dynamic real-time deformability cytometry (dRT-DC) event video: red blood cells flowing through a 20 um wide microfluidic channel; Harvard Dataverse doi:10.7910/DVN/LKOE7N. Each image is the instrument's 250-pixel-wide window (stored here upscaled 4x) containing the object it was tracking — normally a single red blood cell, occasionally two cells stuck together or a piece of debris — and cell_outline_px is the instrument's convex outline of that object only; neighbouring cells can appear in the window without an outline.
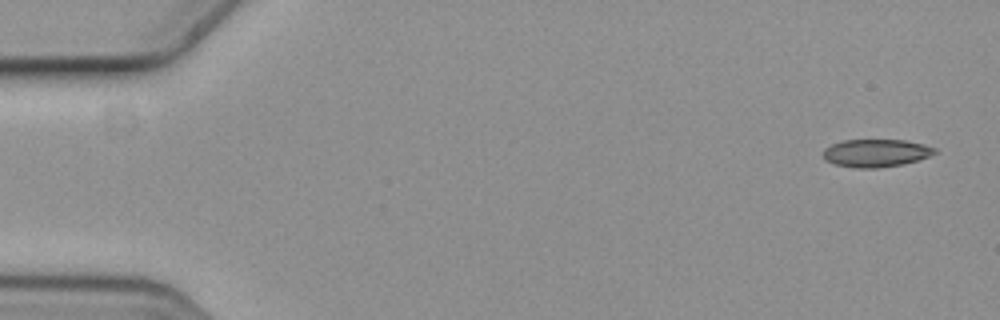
{"species": "common noctule bat (a hibernating species)", "species_latin": "Nyctalus noctula", "temperature_condition": "cold", "stored_images_in_passage": 7, "camera_frame_rate_fps": 3000, "um_per_image_px": 0.085, "animal": {"sex": "female", "body_mass_g": 19.3, "forearm_length_mm": 54.1}, "frame": {"image": 1, "passage_image": 1, "time_ms": 0.0, "image_size_px": [1000, 320], "cell_outline_px": [[940, 152], [904, 164], [876, 168], [856, 168], [836, 164], [824, 160], [824, 148], [832, 144], [844, 140], [904, 140], [924, 144], [936, 148]], "centroid_in_image_um": [74.48, 13.0], "position_along_channel_um": 10.5, "area_um2": 18.03}}
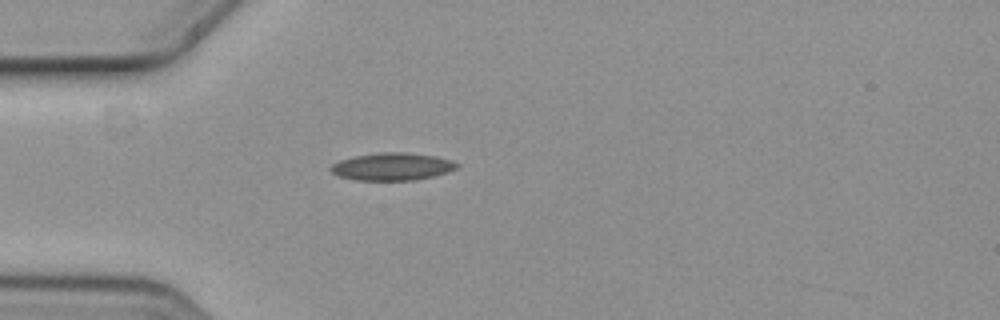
{"frame": {"image": 2, "passage_image": 5, "time_ms": 1.333, "image_size_px": [1000, 320], "cell_outline_px": [[460, 164], [456, 168], [448, 172], [416, 180], [356, 180], [340, 176], [332, 172], [328, 168], [332, 164], [340, 160], [356, 156], [376, 152], [408, 152], [436, 156], [452, 160]], "centroid_in_image_um": [33.35, 14.15], "position_along_channel_um": 51.6, "area_um2": 20.29}}